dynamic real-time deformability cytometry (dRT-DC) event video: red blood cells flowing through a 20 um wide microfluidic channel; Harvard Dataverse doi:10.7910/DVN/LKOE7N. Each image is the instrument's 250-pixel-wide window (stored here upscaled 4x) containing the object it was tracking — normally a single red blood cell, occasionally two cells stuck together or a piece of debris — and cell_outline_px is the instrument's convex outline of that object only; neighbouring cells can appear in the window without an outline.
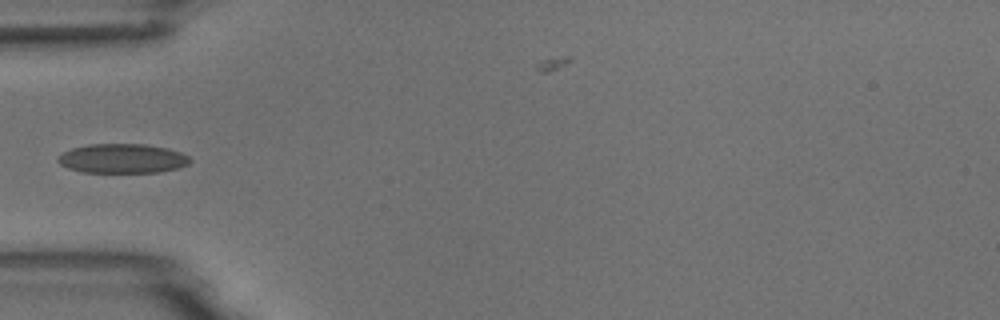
{"species": "common noctule bat (a hibernating species)", "species_latin": "Nyctalus noctula", "temperature_condition": "room temperature", "stored_images_in_passage": 7, "camera_frame_rate_fps": 3000, "um_per_image_px": 0.085, "animal": {"sex": "male", "body_mass_g": 18.8}, "frame": {"image": 1, "passage_image": 5, "time_ms": 4.667, "image_size_px": [1000, 320], "cell_outline_px": [[192, 160], [188, 164], [180, 168], [160, 172], [80, 172], [68, 168], [60, 164], [56, 160], [64, 152], [72, 148], [88, 144], [144, 144], [168, 148], [180, 152], [188, 156]], "centroid_in_image_um": [10.43, 13.47], "position_along_channel_um": 74.6, "area_um2": 22.66}}